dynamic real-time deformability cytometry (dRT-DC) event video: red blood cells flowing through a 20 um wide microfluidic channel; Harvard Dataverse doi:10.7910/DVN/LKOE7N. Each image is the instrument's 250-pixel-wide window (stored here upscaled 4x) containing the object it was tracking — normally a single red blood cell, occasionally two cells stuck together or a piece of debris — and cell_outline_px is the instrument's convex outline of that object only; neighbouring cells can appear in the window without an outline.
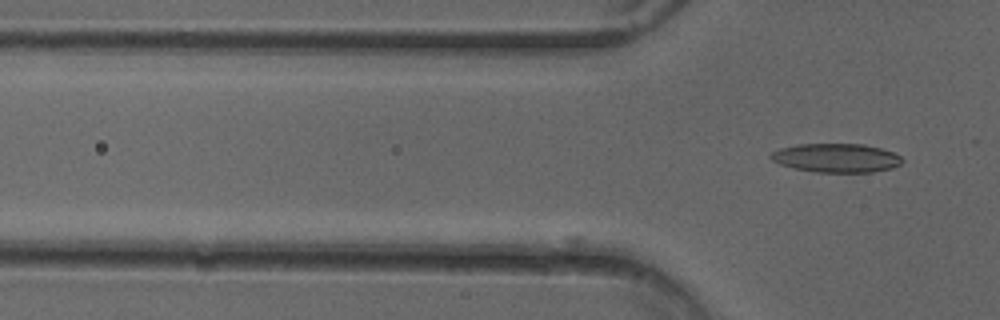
{"species": "common noctule bat (a hibernating species)", "species_latin": "Nyctalus noctula", "temperature_condition": "cold", "stored_images_in_passage": 10, "camera_frame_rate_fps": 3000, "um_per_image_px": 0.085, "animal": {"sex": "female"}, "frame": {"image": 1, "passage_image": 10, "time_ms": 3.0, "image_size_px": [1000, 320], "cell_outline_px": [[904, 160], [900, 164], [892, 168], [872, 172], [816, 172], [796, 168], [780, 164], [772, 160], [768, 156], [772, 152], [780, 148], [796, 144], [864, 144], [880, 148], [892, 152], [900, 156]], "centroid_in_image_um": [71.08, 13.42], "position_along_channel_um": 54.7, "area_um2": 22.02}}